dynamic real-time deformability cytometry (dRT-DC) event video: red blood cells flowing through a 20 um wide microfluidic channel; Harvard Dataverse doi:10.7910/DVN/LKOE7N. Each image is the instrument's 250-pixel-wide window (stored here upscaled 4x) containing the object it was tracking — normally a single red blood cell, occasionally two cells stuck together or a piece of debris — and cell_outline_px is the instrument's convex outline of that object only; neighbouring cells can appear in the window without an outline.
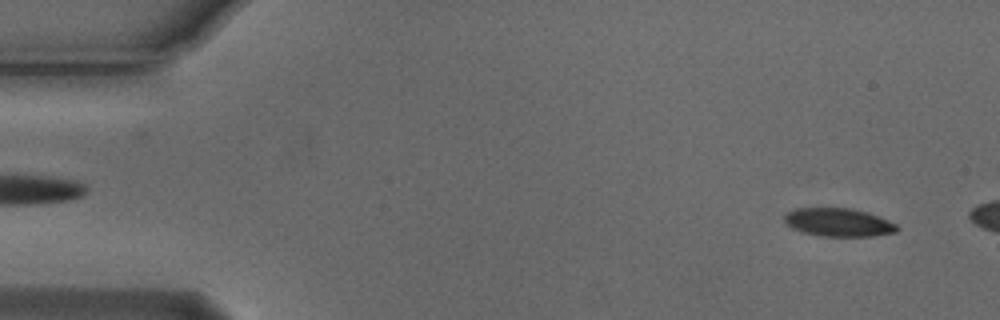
{"species": "Egyptian fruit bat (a non-hibernating species)", "species_latin": "Rousettus aegyptiacus", "temperature_condition": "cold", "stored_images_in_passage": 15, "camera_frame_rate_fps": 3000, "um_per_image_px": 0.085, "animal": {"sex": "male"}, "frame": {"image": 1, "passage_image": 3, "time_ms": 0.667, "image_size_px": [1000, 320], "cell_outline_px": [[900, 228], [896, 232], [872, 236], [820, 236], [804, 232], [792, 228], [784, 220], [784, 216], [788, 212], [796, 208], [852, 208], [868, 212], [888, 220], [896, 224]], "centroid_in_image_um": [71.3, 18.89], "position_along_channel_um": 13.7, "area_um2": 18.5}}